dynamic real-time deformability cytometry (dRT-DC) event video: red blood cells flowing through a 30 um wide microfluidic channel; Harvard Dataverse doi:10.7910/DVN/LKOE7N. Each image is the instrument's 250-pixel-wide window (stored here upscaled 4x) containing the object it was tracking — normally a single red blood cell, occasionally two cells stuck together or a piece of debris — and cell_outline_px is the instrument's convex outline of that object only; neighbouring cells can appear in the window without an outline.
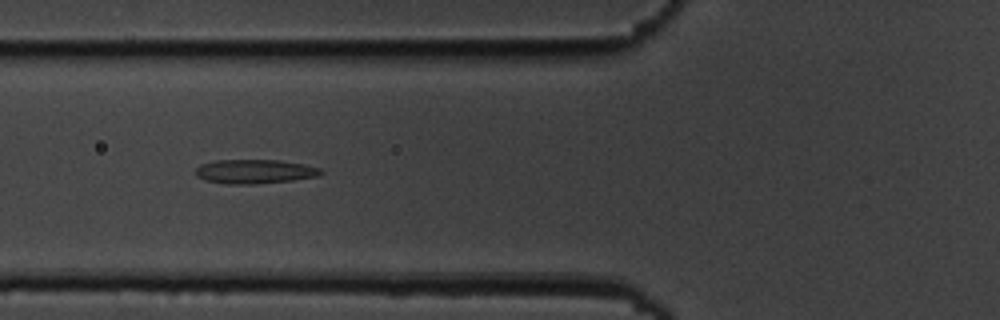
{"species": "common noctule bat (a hibernating species)", "species_latin": "Nyctalus noctula", "temperature_condition": "cold", "stored_images_in_passage": 4, "camera_frame_rate_fps": 3000, "um_per_image_px": 0.085, "animal": {"sex": "male", "body_mass_g": 19.5, "forearm_length_mm": 54.6}, "frame": {"image": 1, "passage_image": 3, "time_ms": 2.333, "image_size_px": [1000, 320], "cell_outline_px": [[324, 172], [320, 176], [292, 180], [256, 184], [224, 184], [204, 180], [196, 176], [196, 168], [200, 164], [216, 160], [280, 160], [304, 164], [320, 168]], "centroid_in_image_um": [21.65, 14.58], "position_along_channel_um": 104.2, "area_um2": 17.8}}
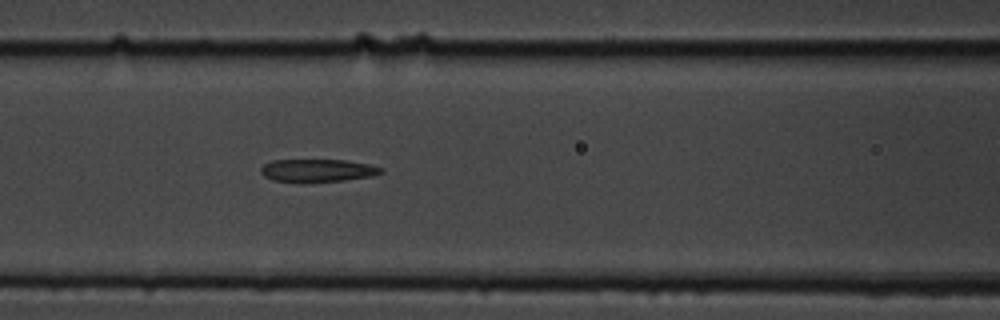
{"frame": {"image": 2, "passage_image": 4, "time_ms": 3.333, "image_size_px": [1000, 320], "cell_outline_px": [[384, 172], [372, 176], [344, 180], [272, 180], [264, 176], [260, 172], [260, 168], [264, 164], [272, 160], [348, 160], [368, 164], [384, 168]], "centroid_in_image_um": [27.03, 14.45], "position_along_channel_um": 139.6, "area_um2": 15.43}}